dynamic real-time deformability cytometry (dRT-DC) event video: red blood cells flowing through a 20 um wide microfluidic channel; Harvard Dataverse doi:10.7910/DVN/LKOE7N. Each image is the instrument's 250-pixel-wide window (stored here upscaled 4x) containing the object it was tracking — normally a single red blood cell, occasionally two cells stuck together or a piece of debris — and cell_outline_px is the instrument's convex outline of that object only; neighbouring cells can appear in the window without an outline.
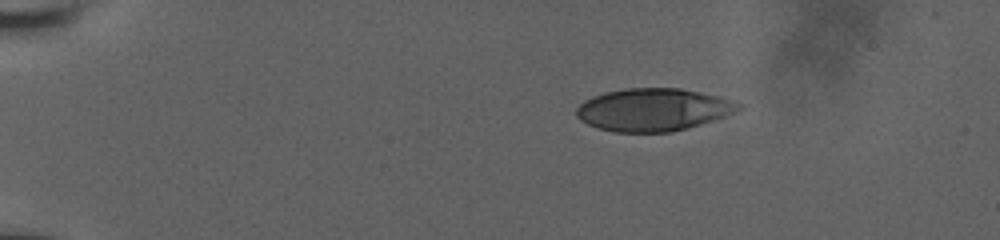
{"species": "human", "species_latin": "Homo sapiens", "temperature_condition": "room temperature", "stored_images_in_passage": 57, "camera_frame_rate_fps": 3000, "um_per_image_px": 0.085, "donor": {"sex": "male"}, "frame": {"image": 1, "passage_image": 1, "time_ms": 0.0, "image_size_px": [1000, 240], "cell_outline_px": [[740, 108], [724, 116], [688, 128], [672, 132], [616, 132], [596, 128], [580, 120], [576, 116], [576, 108], [584, 100], [592, 96], [604, 92], [628, 88], [680, 88], [700, 92], [716, 96], [740, 104]], "centroid_in_image_um": [55.44, 9.32], "position_along_channel_um": 29.6, "area_um2": 39.94}}
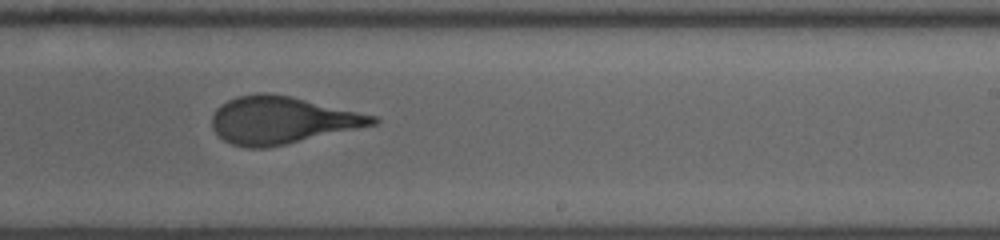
{"frame": {"image": 2, "passage_image": 32, "time_ms": 8.333, "image_size_px": [1000, 240], "cell_outline_px": [[380, 120], [376, 124], [284, 144], [264, 148], [248, 148], [232, 144], [224, 140], [212, 128], [212, 116], [216, 108], [220, 104], [236, 96], [260, 92], [268, 92], [292, 96], [376, 116]], "centroid_in_image_um": [23.91, 10.19], "position_along_channel_um": 265.1, "area_um2": 43.99}}
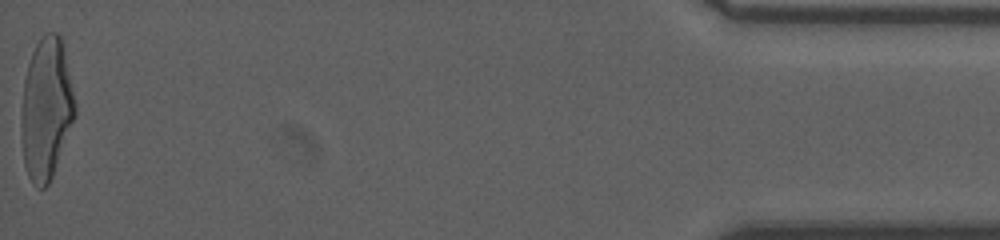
{"frame": {"image": 3, "passage_image": 56, "time_ms": 14.667, "image_size_px": [1000, 240], "cell_outline_px": [[76, 116], [52, 176], [48, 184], [44, 188], [36, 188], [32, 184], [28, 176], [24, 164], [24, 80], [28, 64], [32, 52], [36, 44], [44, 32], [60, 32], [76, 104]], "centroid_in_image_um": [3.98, 9.21], "position_along_channel_um": 431.2, "area_um2": 43.35}}